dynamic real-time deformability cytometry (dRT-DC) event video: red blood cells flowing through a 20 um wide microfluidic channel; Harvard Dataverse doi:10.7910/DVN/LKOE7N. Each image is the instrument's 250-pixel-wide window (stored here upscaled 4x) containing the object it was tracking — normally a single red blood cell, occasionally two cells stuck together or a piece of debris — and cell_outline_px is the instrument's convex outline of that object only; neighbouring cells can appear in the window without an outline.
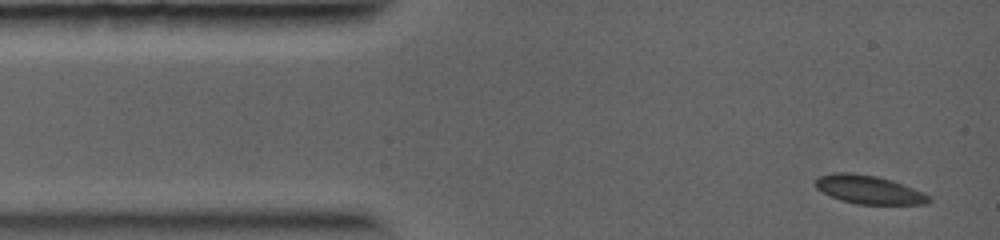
{"species": "common noctule bat (a hibernating species)", "species_latin": "Nyctalus noctula", "temperature_condition": "warm", "stored_images_in_passage": 21, "camera_frame_rate_fps": 5000, "um_per_image_px": 0.085, "animal": {"sex": "female", "body_mass_g": 19.0, "forearm_length_mm": 56.7}, "frame": {"image": 1, "passage_image": 1, "time_ms": 0.0, "image_size_px": [1000, 240], "cell_outline_px": [[932, 200], [928, 204], [856, 204], [840, 200], [816, 188], [816, 176], [832, 172], [852, 172], [876, 176], [892, 180], [924, 192]], "centroid_in_image_um": [73.85, 16.11], "position_along_channel_um": 11.2, "area_um2": 18.9}}
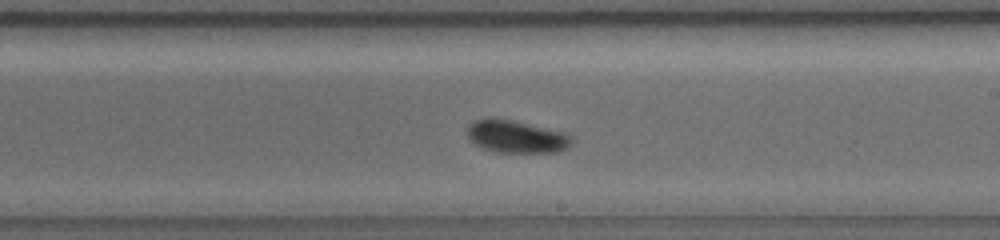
{"frame": {"image": 2, "passage_image": 15, "time_ms": 6.2, "image_size_px": [1000, 240], "cell_outline_px": [[572, 144], [568, 148], [556, 152], [496, 152], [480, 148], [468, 136], [468, 124], [476, 120], [488, 116], [492, 116], [512, 120], [568, 132], [572, 136]], "centroid_in_image_um": [43.91, 11.59], "position_along_channel_um": 245.1, "area_um2": 20.23}}
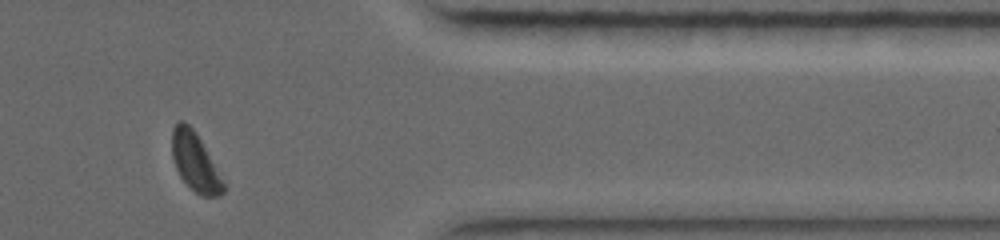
{"frame": {"image": 3, "passage_image": 21, "time_ms": 9.6, "image_size_px": [1000, 240], "cell_outline_px": [[224, 192], [220, 196], [200, 196], [180, 176], [176, 168], [172, 156], [172, 128], [180, 120], [184, 120], [196, 132], [224, 184]], "centroid_in_image_um": [16.55, 13.75], "position_along_channel_um": 394.8, "area_um2": 16.94}}